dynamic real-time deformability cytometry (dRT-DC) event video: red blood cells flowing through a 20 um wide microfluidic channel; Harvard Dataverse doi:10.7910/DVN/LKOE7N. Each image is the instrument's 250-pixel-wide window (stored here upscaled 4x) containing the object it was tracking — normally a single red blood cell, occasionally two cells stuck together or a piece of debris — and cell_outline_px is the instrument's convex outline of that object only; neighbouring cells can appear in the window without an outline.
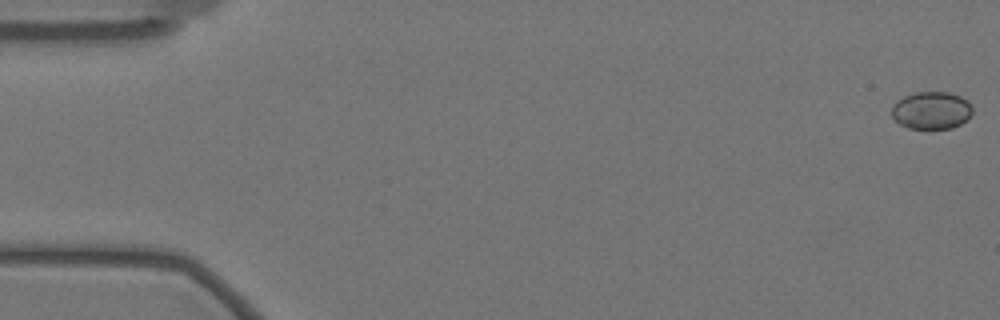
{"species": "Egyptian fruit bat (a non-hibernating species)", "species_latin": "Rousettus aegyptiacus", "temperature_condition": "warm", "stored_images_in_passage": 58, "camera_frame_rate_fps": 3000, "um_per_image_px": 0.085, "animal": {"sex": "female"}, "frame": {"image": 1, "passage_image": 1, "time_ms": 0.0, "image_size_px": [1000, 320], "cell_outline_px": [[972, 112], [968, 120], [952, 128], [908, 128], [900, 124], [892, 116], [892, 108], [896, 100], [904, 96], [916, 92], [948, 92], [960, 96], [968, 100], [972, 104]], "centroid_in_image_um": [79.2, 9.37], "position_along_channel_um": 5.8, "area_um2": 17.74}}
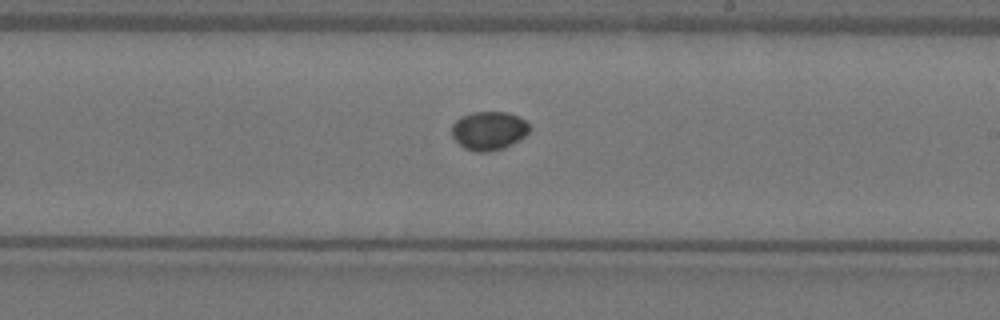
{"frame": {"image": 2, "passage_image": 34, "time_ms": 11.0, "image_size_px": [1000, 320], "cell_outline_px": [[532, 128], [524, 136], [512, 144], [504, 148], [488, 152], [476, 152], [464, 148], [452, 136], [452, 124], [460, 116], [472, 112], [508, 112], [524, 120]], "centroid_in_image_um": [41.54, 11.11], "position_along_channel_um": 247.5, "area_um2": 17.51}}
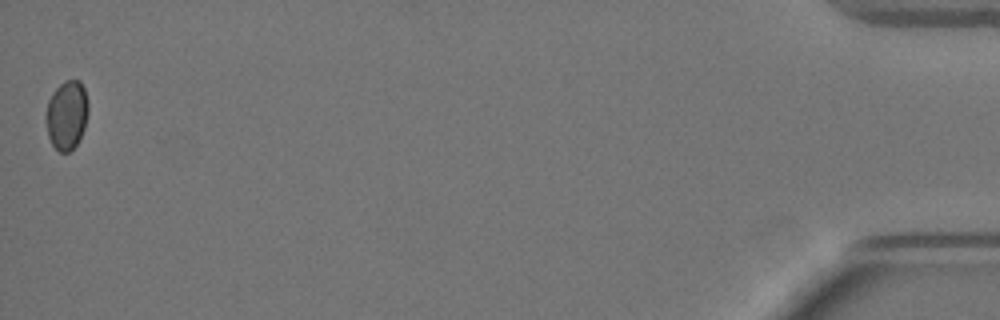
{"frame": {"image": 3, "passage_image": 58, "time_ms": 19.0, "image_size_px": [1000, 320], "cell_outline_px": [[88, 112], [84, 128], [76, 144], [68, 152], [60, 152], [52, 144], [48, 136], [44, 116], [48, 100], [52, 92], [64, 80], [80, 80], [84, 88], [88, 100]], "centroid_in_image_um": [5.65, 9.74], "position_along_channel_um": 429.5, "area_um2": 17.17}, "authors_computed_cell_mechanics": {"area_um2": 17.34, "velocity_mm_per_s": 3.4948, "shape_relaxation_time_tau1_ms": 7.8283, "shape_relaxation_time_tau2_ms": null, "deformation_change_tau1": 0.0524, "deformation_change_tau2": null}}